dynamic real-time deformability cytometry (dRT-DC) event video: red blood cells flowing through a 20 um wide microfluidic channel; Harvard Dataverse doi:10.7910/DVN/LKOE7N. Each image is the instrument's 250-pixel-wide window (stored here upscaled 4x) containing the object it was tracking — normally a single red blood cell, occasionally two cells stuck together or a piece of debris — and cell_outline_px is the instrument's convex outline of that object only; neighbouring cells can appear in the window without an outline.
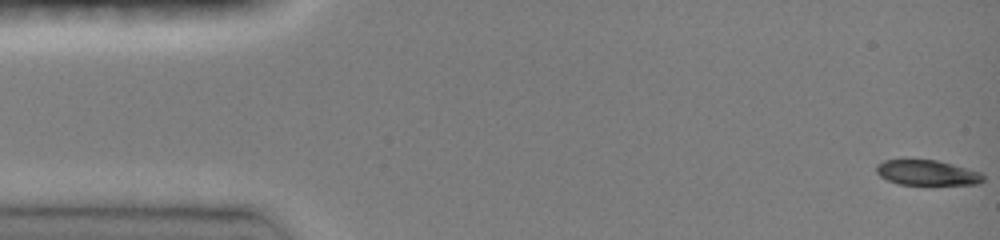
{"species": "common noctule bat (a hibernating species)", "species_latin": "Nyctalus noctula", "temperature_condition": "room temperature", "stored_images_in_passage": 48, "camera_frame_rate_fps": 3000, "um_per_image_px": 0.085, "animal": {"sex": "female", "body_mass_g": 19.0, "forearm_length_mm": 51.5}, "frame": {"image": 1, "passage_image": 1, "time_ms": 0.0, "image_size_px": [1000, 240], "cell_outline_px": [[984, 180], [980, 184], [900, 184], [888, 180], [880, 176], [876, 172], [876, 164], [884, 160], [904, 156], [936, 160], [952, 164], [980, 172], [984, 176]], "centroid_in_image_um": [78.72, 14.62], "position_along_channel_um": 6.3, "area_um2": 16.24}}
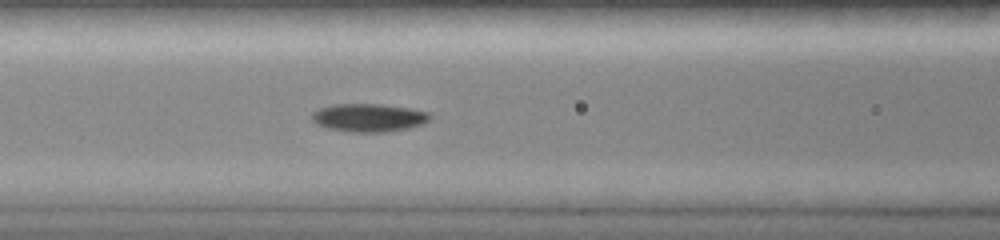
{"frame": {"image": 2, "passage_image": 20, "time_ms": 6.333, "image_size_px": [1000, 240], "cell_outline_px": [[432, 116], [424, 124], [408, 128], [388, 132], [348, 132], [328, 128], [316, 124], [312, 120], [312, 112], [316, 108], [332, 104], [380, 104], [408, 108], [428, 112]], "centroid_in_image_um": [31.31, 10.0], "position_along_channel_um": 135.3, "area_um2": 19.54}}
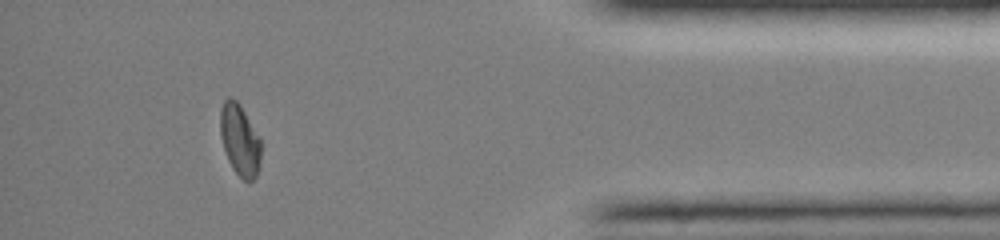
{"frame": {"image": 3, "passage_image": 43, "time_ms": 14.0, "image_size_px": [1000, 240], "cell_outline_px": [[260, 164], [256, 176], [252, 180], [244, 180], [232, 168], [228, 160], [220, 136], [220, 108], [224, 100], [228, 96], [236, 100], [240, 104], [260, 140]], "centroid_in_image_um": [20.35, 11.88], "position_along_channel_um": 414.8, "area_um2": 16.76}, "authors_computed_cell_mechanics": {"area_um2": 17.6579, "velocity_mm_per_s": 4.0424, "shape_relaxation_time_tau1_ms": 4.5128, "shape_relaxation_time_tau2_ms": null, "deformation_change_tau1": 0.1658, "deformation_change_tau2": null}}